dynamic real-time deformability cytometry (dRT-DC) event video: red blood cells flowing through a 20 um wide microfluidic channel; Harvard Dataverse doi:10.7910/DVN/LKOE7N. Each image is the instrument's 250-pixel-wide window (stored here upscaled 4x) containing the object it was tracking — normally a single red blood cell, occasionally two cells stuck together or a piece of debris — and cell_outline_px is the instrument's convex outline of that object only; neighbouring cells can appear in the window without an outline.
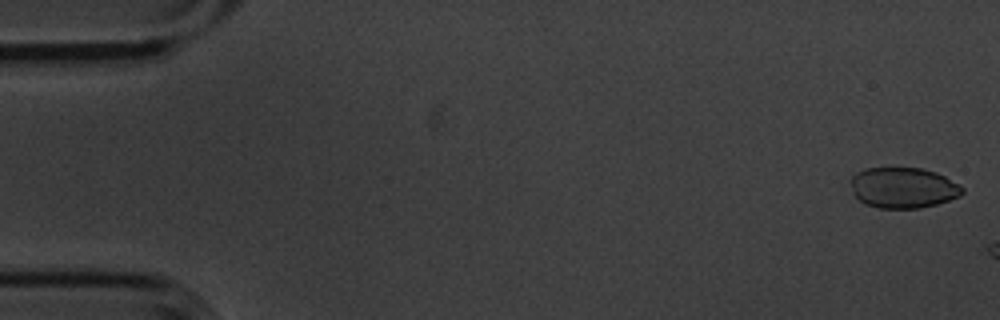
{"species": "common noctule bat (a hibernating species)", "species_latin": "Nyctalus noctula", "temperature_condition": "cold", "stored_images_in_passage": 4, "camera_frame_rate_fps": 3000, "um_per_image_px": 0.085, "animal": {"sex": "male", "body_mass_g": 20.1, "forearm_length_mm": 53.5}, "frame": {"image": 1, "passage_image": 1, "time_ms": 0.0, "image_size_px": [1000, 320], "cell_outline_px": [[964, 192], [960, 196], [936, 204], [920, 208], [880, 208], [864, 204], [852, 192], [852, 176], [856, 172], [864, 168], [920, 168], [936, 172], [960, 184], [964, 188]], "centroid_in_image_um": [76.78, 15.95], "position_along_channel_um": 8.2, "area_um2": 26.47}}